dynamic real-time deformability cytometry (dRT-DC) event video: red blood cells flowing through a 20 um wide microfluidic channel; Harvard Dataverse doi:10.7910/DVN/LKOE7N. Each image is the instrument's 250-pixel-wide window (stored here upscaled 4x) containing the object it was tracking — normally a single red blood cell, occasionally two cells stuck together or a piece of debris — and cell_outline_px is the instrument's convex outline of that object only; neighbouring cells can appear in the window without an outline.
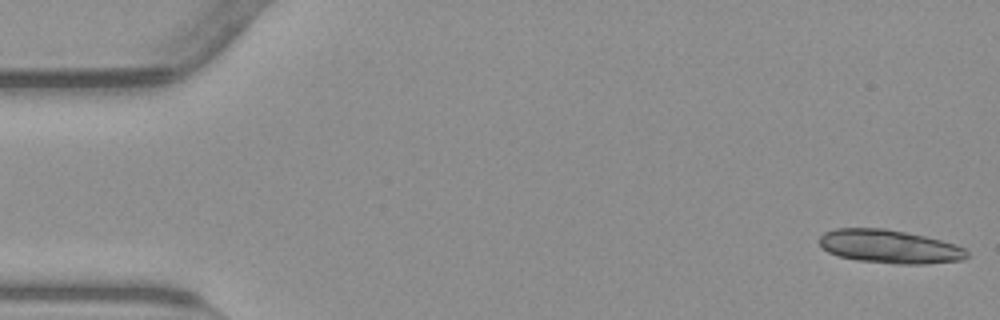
{"species": "common noctule bat (a hibernating species)", "species_latin": "Nyctalus noctula", "temperature_condition": "warm", "stored_images_in_passage": 37, "camera_frame_rate_fps": 3000, "um_per_image_px": 0.085, "animal": {"sex": "male", "body_mass_g": 23.1, "forearm_length_mm": 52.7}, "frame": {"image": 1, "passage_image": 1, "time_ms": 0.0, "image_size_px": [1000, 320], "cell_outline_px": [[968, 256], [964, 260], [924, 264], [896, 264], [856, 260], [840, 256], [828, 252], [820, 244], [820, 236], [824, 232], [836, 228], [884, 228], [924, 236], [940, 240], [964, 248], [968, 252]], "centroid_in_image_um": [75.6, 20.96], "position_along_channel_um": 9.4, "area_um2": 28.61}}
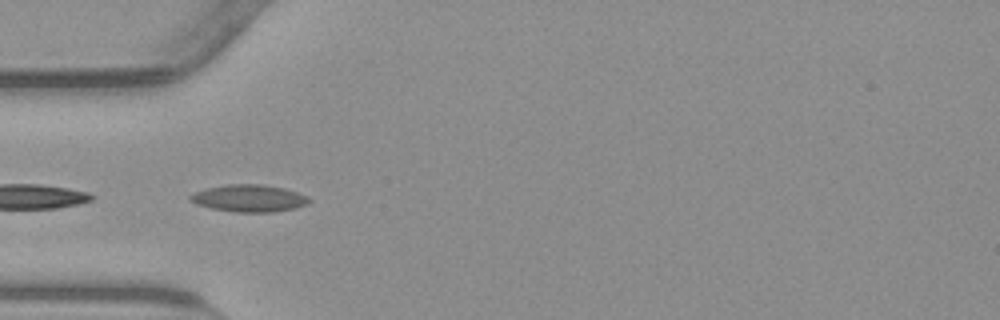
{"frame": {"image": 2, "passage_image": 17, "time_ms": 5.333, "image_size_px": [1000, 320], "cell_outline_px": [[312, 200], [308, 204], [296, 208], [272, 212], [236, 212], [212, 208], [196, 204], [188, 200], [188, 196], [196, 192], [208, 188], [228, 184], [264, 184], [284, 188], [308, 196]], "centroid_in_image_um": [21.2, 16.85], "position_along_channel_um": 63.8, "area_um2": 18.84}}
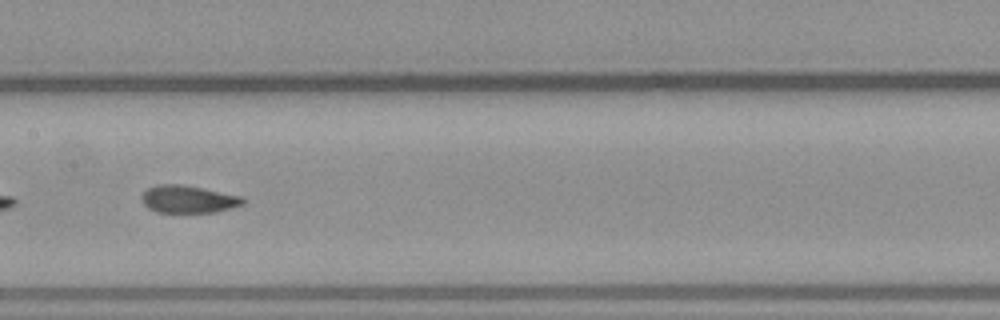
{"frame": {"image": 3, "passage_image": 27, "time_ms": 8.667, "image_size_px": [1000, 320], "cell_outline_px": [[244, 204], [232, 208], [216, 212], [156, 212], [148, 208], [144, 204], [144, 192], [148, 188], [156, 184], [180, 184], [240, 196], [244, 200]], "centroid_in_image_um": [16.0, 16.94], "position_along_channel_um": 191.4, "area_um2": 15.9}}